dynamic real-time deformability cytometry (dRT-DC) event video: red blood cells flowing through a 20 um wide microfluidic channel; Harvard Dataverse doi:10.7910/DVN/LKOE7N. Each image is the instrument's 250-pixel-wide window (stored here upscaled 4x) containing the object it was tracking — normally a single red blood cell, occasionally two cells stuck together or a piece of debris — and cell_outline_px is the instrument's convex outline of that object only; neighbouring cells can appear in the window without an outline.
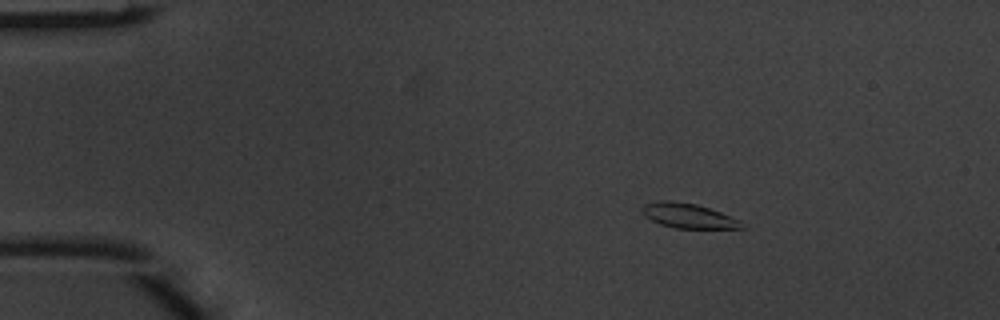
{"species": "common noctule bat (a hibernating species)", "species_latin": "Nyctalus noctula", "temperature_condition": "warm", "stored_images_in_passage": 4, "camera_frame_rate_fps": 3000, "um_per_image_px": 0.085, "animal": {"sex": "male", "body_mass_g": 20.1, "forearm_length_mm": 53.5}, "frame": {"image": 1, "passage_image": 2, "time_ms": 0.333, "image_size_px": [1000, 320], "cell_outline_px": [[748, 228], [676, 228], [660, 224], [644, 216], [640, 212], [640, 208], [644, 204], [660, 200], [668, 200], [696, 204], [720, 212], [740, 220]], "centroid_in_image_um": [58.48, 18.34], "position_along_channel_um": 26.5, "area_um2": 14.39}}